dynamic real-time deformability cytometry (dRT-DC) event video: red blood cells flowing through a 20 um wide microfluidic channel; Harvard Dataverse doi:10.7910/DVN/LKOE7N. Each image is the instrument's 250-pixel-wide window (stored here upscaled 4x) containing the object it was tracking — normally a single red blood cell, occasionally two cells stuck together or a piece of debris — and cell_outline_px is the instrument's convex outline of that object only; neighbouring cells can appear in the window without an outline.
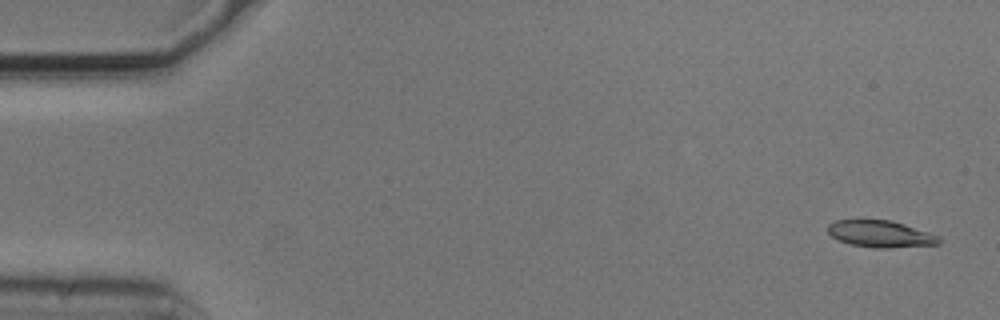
{"species": "common noctule bat (a hibernating species)", "species_latin": "Nyctalus noctula", "temperature_condition": "cold", "stored_images_in_passage": 10, "camera_frame_rate_fps": 3000, "um_per_image_px": 0.085, "animal": {"sex": "male", "body_mass_g": 20.5, "forearm_length_mm": 52.5}, "frame": {"image": 1, "passage_image": 2, "time_ms": 0.333, "image_size_px": [1000, 320], "cell_outline_px": [[944, 240], [940, 244], [888, 248], [872, 248], [852, 244], [840, 240], [832, 236], [828, 232], [828, 224], [836, 220], [860, 216], [892, 220], [940, 236]], "centroid_in_image_um": [74.82, 19.83], "position_along_channel_um": 10.2, "area_um2": 18.15}}